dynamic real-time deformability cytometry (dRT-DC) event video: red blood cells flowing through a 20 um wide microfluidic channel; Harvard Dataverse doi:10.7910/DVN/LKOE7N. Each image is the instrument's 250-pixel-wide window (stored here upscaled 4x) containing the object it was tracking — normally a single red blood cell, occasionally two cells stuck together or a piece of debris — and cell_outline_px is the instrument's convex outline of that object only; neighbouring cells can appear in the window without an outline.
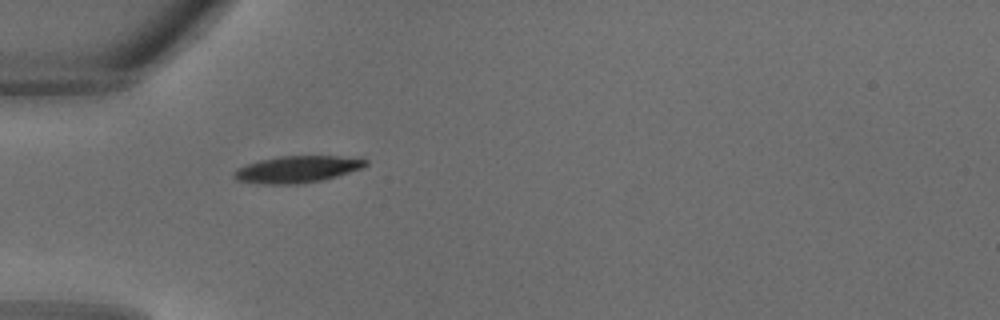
{"species": "common noctule bat (a hibernating species)", "species_latin": "Nyctalus noctula", "temperature_condition": "warm", "stored_images_in_passage": 24, "camera_frame_rate_fps": 3000, "um_per_image_px": 0.085, "animal": {"sex": "male", "body_mass_g": 18.8}, "frame": {"image": 1, "passage_image": 1, "time_ms": 0.0, "image_size_px": [1000, 320], "cell_outline_px": [[368, 164], [364, 168], [336, 176], [320, 180], [296, 184], [260, 184], [236, 180], [236, 172], [240, 168], [248, 164], [260, 160], [280, 156], [336, 156], [368, 160]], "centroid_in_image_um": [25.31, 14.39], "position_along_channel_um": 59.7, "area_um2": 20.11}}
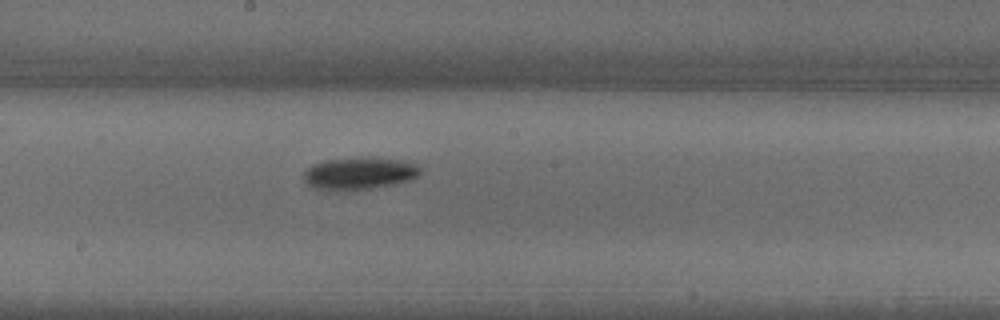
{"frame": {"image": 2, "passage_image": 9, "time_ms": 2.667, "image_size_px": [1000, 320], "cell_outline_px": [[420, 176], [412, 180], [372, 188], [340, 192], [332, 192], [312, 188], [304, 180], [304, 172], [312, 164], [328, 160], [360, 156], [372, 156], [404, 160], [416, 164], [420, 168]], "centroid_in_image_um": [30.54, 14.74], "position_along_channel_um": 217.7, "area_um2": 22.72}}
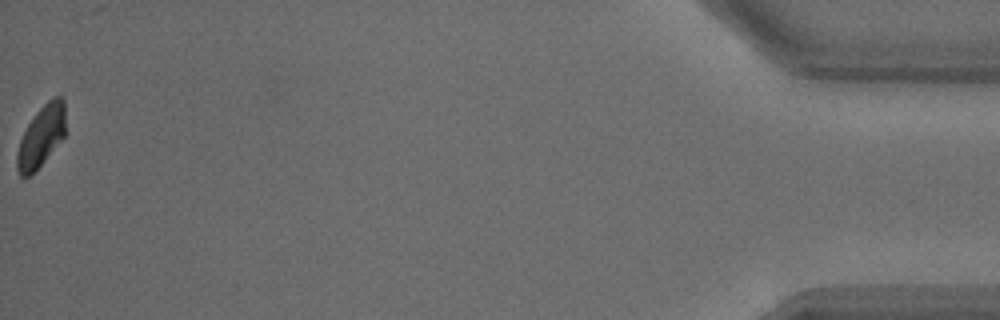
{"frame": {"image": 3, "passage_image": 24, "time_ms": 7.667, "image_size_px": [1000, 320], "cell_outline_px": [[64, 136], [44, 160], [24, 180], [20, 176], [16, 168], [16, 152], [20, 140], [28, 124], [36, 112], [48, 100], [56, 96], [60, 96], [64, 100]], "centroid_in_image_um": [3.46, 11.59], "position_along_channel_um": 431.7, "area_um2": 16.94}}